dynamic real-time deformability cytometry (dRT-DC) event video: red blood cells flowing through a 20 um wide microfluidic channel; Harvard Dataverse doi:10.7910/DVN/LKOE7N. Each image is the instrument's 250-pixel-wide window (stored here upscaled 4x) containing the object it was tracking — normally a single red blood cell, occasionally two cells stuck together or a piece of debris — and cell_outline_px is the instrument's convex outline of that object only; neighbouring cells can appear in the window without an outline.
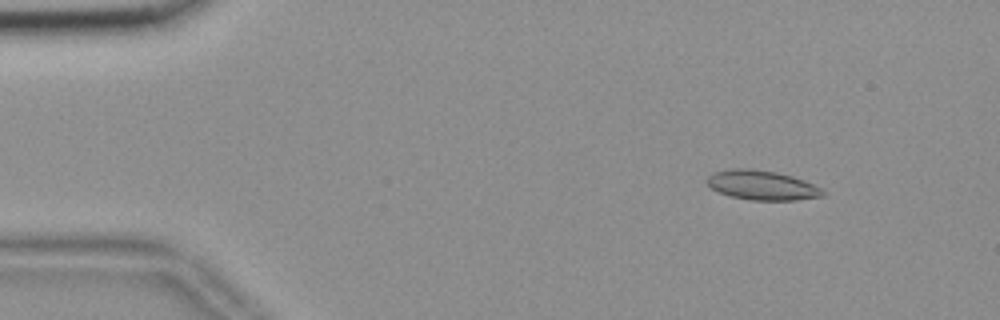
{"species": "common noctule bat (a hibernating species)", "species_latin": "Nyctalus noctula", "temperature_condition": "room temperature", "stored_images_in_passage": 54, "camera_frame_rate_fps": 3000, "um_per_image_px": 0.085, "animal": {"sex": "female", "body_mass_g": 18.4}, "frame": {"image": 1, "passage_image": 6, "time_ms": 1.667, "image_size_px": [1000, 320], "cell_outline_px": [[824, 196], [796, 200], [752, 200], [732, 196], [720, 192], [712, 188], [708, 184], [708, 176], [712, 172], [732, 168], [748, 168], [776, 172], [792, 176], [804, 180], [820, 188], [824, 192]], "centroid_in_image_um": [64.77, 15.73], "position_along_channel_um": 20.2, "area_um2": 19.71}}
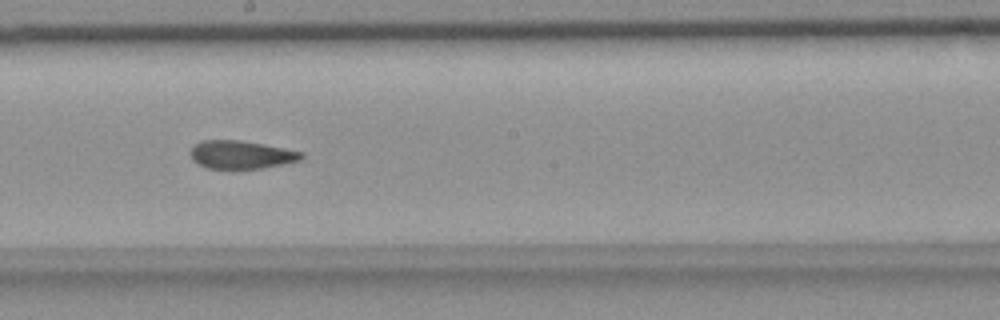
{"frame": {"image": 2, "passage_image": 30, "time_ms": 9.667, "image_size_px": [1000, 320], "cell_outline_px": [[304, 156], [300, 160], [260, 168], [204, 168], [196, 164], [192, 160], [188, 152], [196, 144], [204, 140], [240, 140], [304, 152]], "centroid_in_image_um": [20.44, 13.15], "position_along_channel_um": 227.8, "area_um2": 18.03}}
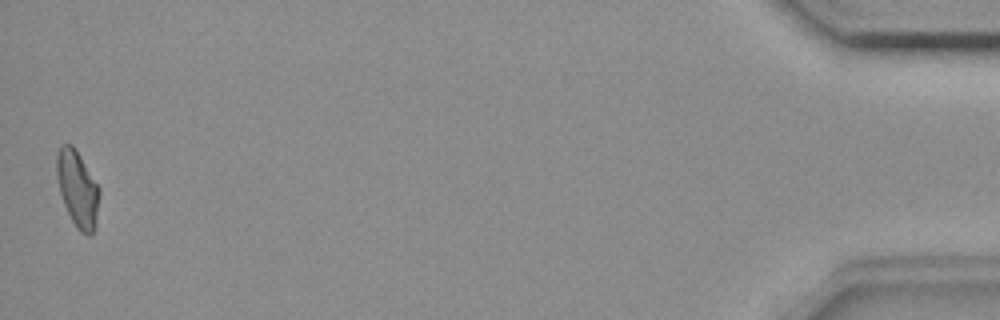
{"frame": {"image": 3, "passage_image": 54, "time_ms": 17.667, "image_size_px": [1000, 320], "cell_outline_px": [[100, 192], [92, 232], [88, 236], [80, 232], [76, 228], [64, 204], [60, 192], [56, 176], [56, 156], [60, 144], [72, 144], [80, 156], [100, 188]], "centroid_in_image_um": [6.56, 16.0], "position_along_channel_um": 428.6, "area_um2": 18.61}, "authors_computed_cell_mechanics": {"area_um2": 19.0451, "velocity_mm_per_s": 3.6795, "shape_relaxation_time_tau1_ms": null, "shape_relaxation_time_tau2_ms": 2.5775, "deformation_change_tau1": null, "deformation_change_tau2": 0.0723}}